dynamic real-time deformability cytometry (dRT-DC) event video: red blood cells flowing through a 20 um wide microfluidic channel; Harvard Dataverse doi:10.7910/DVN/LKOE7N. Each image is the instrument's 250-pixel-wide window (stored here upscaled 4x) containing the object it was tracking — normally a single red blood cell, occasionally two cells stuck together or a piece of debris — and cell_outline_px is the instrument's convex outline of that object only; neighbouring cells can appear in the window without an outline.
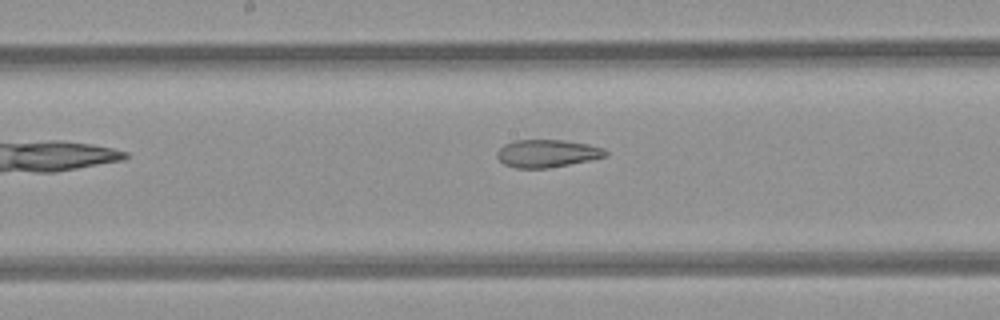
{"species": "common noctule bat (a hibernating species)", "species_latin": "Nyctalus noctula", "temperature_condition": "room temperature", "stored_images_in_passage": 7, "segment_of_instrument_passage": [2, 2], "camera_frame_rate_fps": 3000, "um_per_image_px": 0.085, "animal": {"sex": "female", "body_mass_g": 21.9}, "frame": {"image": 1, "passage_image": 7, "time_ms": 6.667, "image_size_px": [1000, 320], "cell_outline_px": [[608, 156], [548, 168], [516, 168], [504, 164], [496, 156], [496, 152], [504, 144], [516, 140], [564, 140], [588, 144], [604, 148], [608, 152]], "centroid_in_image_um": [46.5, 13.03], "position_along_channel_um": 201.7, "area_um2": 17.46}}